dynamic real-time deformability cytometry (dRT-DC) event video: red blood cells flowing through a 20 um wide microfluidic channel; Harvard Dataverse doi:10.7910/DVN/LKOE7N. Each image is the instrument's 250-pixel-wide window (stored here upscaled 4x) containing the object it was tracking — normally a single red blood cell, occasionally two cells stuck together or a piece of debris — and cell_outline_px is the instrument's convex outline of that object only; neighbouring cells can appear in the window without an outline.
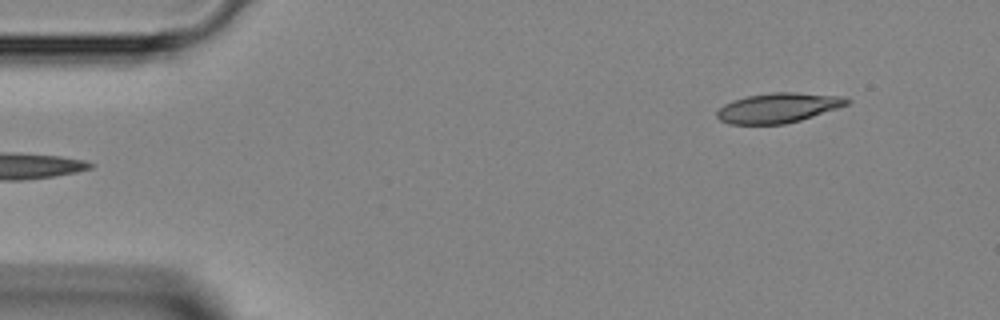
{"species": "Egyptian fruit bat (a non-hibernating species)", "species_latin": "Rousettus aegyptiacus", "temperature_condition": "room temperature", "stored_images_in_passage": 41, "camera_frame_rate_fps": 3000, "um_per_image_px": 0.085, "animal": {"sex": "female"}, "frame": {"image": 1, "passage_image": 1, "time_ms": 0.0, "image_size_px": [1000, 320], "cell_outline_px": [[852, 100], [848, 104], [800, 120], [784, 124], [728, 124], [720, 120], [716, 116], [716, 112], [724, 104], [732, 100], [748, 96], [772, 92], [796, 92], [844, 96]], "centroid_in_image_um": [66.13, 9.16], "position_along_channel_um": 18.9, "area_um2": 22.54}}
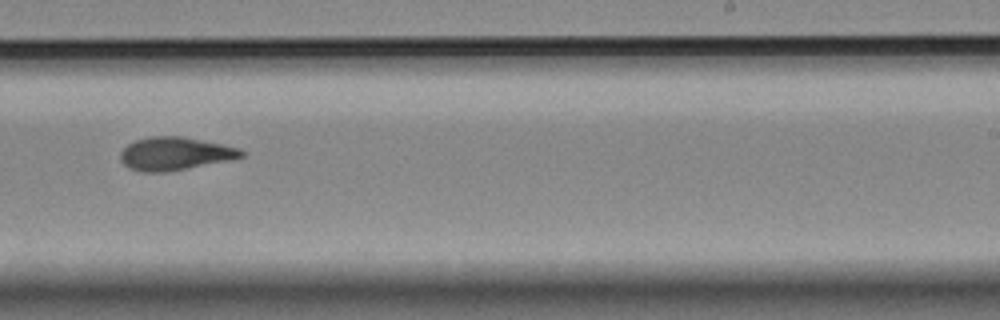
{"frame": {"image": 2, "passage_image": 24, "time_ms": 7.667, "image_size_px": [1000, 320], "cell_outline_px": [[244, 156], [228, 160], [164, 172], [144, 172], [128, 168], [120, 160], [120, 152], [128, 144], [136, 140], [152, 136], [180, 136], [220, 144], [236, 148], [244, 152]], "centroid_in_image_um": [14.8, 13.06], "position_along_channel_um": 274.2, "area_um2": 22.77}}
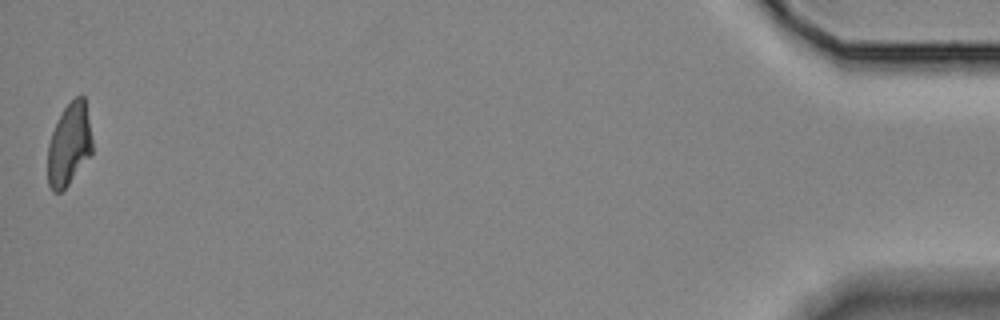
{"frame": {"image": 3, "passage_image": 41, "time_ms": 13.333, "image_size_px": [1000, 320], "cell_outline_px": [[92, 152], [68, 184], [60, 192], [52, 192], [48, 184], [48, 144], [52, 132], [64, 108], [80, 92], [84, 96], [92, 140]], "centroid_in_image_um": [5.87, 12.27], "position_along_channel_um": 429.3, "area_um2": 21.04}}